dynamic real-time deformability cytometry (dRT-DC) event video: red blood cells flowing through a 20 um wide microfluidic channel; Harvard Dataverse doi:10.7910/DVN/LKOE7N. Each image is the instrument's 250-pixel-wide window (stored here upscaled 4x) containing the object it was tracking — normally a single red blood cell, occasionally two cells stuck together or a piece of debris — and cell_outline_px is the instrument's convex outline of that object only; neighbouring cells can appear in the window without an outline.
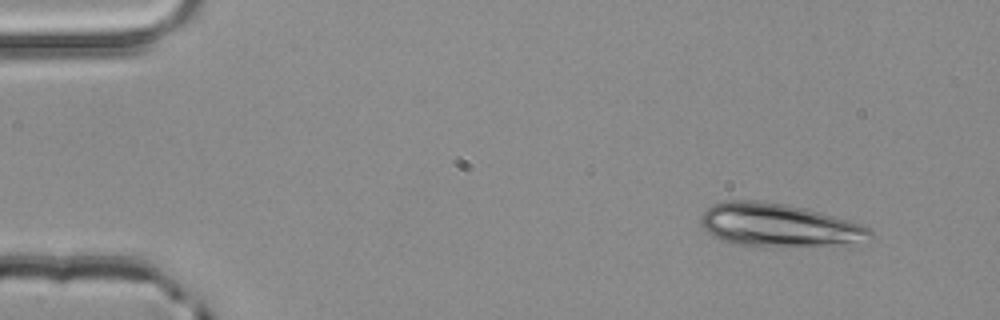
{"species": "common noctule bat (a hibernating species)", "species_latin": "Nyctalus noctula", "temperature_condition": "room temperature", "stored_images_in_passage": 4, "camera_frame_rate_fps": 3000, "um_per_image_px": 0.085, "animal": {"sex": "male", "body_mass_g": 20.4}, "frame": {"image": 1, "passage_image": 4, "time_ms": 1.0, "image_size_px": [1000, 320], "cell_outline_px": [[872, 236], [852, 248], [848, 248], [732, 244], [720, 240], [712, 236], [700, 224], [700, 216], [712, 204], [724, 200], [764, 200], [788, 204], [820, 212], [848, 220], [872, 228]], "centroid_in_image_um": [66.29, 19.17], "position_along_channel_um": 18.7, "area_um2": 43.81}}